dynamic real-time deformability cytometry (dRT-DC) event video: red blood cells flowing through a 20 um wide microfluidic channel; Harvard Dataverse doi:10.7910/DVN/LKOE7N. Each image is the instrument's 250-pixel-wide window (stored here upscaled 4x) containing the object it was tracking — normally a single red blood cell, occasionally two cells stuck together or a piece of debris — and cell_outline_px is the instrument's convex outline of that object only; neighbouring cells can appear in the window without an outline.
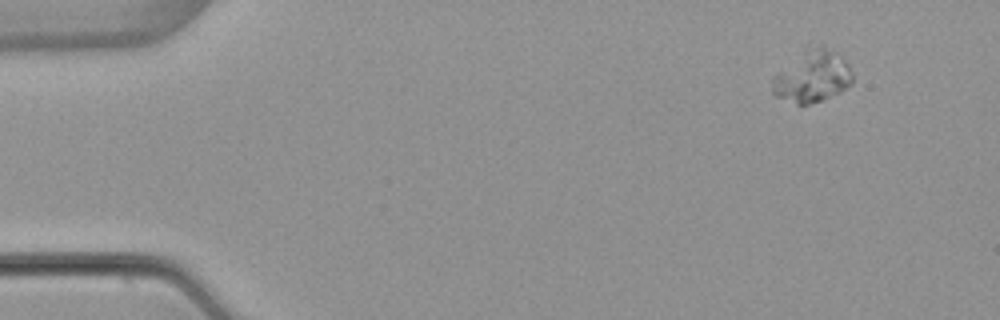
{"species": "common noctule bat (a hibernating species)", "species_latin": "Nyctalus noctula", "temperature_condition": "warm", "stored_images_in_passage": 4, "camera_frame_rate_fps": 3000, "um_per_image_px": 0.085, "animal": {"sex": "female", "body_mass_g": 22.7, "forearm_length_mm": 54.2}, "frame": {"image": 1, "passage_image": 1, "time_ms": 0.0, "image_size_px": [1000, 320], "cell_outline_px": [[852, 84], [840, 92], [824, 100], [808, 104], [796, 104], [776, 96], [772, 92], [772, 76], [776, 72], [804, 48], [816, 44], [824, 44], [836, 52], [848, 64], [852, 72]], "centroid_in_image_um": [69.03, 6.46], "position_along_channel_um": 16.0, "area_um2": 24.74}}